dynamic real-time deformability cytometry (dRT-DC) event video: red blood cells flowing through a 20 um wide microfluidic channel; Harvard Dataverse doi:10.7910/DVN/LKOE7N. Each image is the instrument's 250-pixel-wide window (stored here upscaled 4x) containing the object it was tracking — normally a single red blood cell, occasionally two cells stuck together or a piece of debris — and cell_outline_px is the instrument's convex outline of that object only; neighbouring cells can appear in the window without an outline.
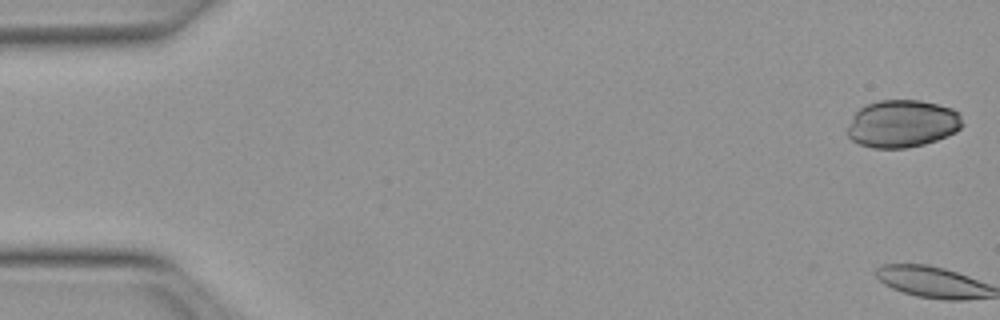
{"species": "Egyptian fruit bat (a non-hibernating species)", "species_latin": "Rousettus aegyptiacus", "temperature_condition": "warm", "stored_images_in_passage": 6, "camera_frame_rate_fps": 3000, "um_per_image_px": 0.085, "animal": {"sex": "female"}, "frame": {"image": 1, "passage_image": 1, "time_ms": 0.0, "image_size_px": [1000, 320], "cell_outline_px": [[964, 124], [956, 132], [948, 136], [924, 144], [908, 148], [872, 148], [860, 144], [852, 140], [848, 136], [848, 128], [852, 116], [860, 108], [868, 104], [880, 100], [920, 100], [952, 108], [960, 112]], "centroid_in_image_um": [76.73, 10.52], "position_along_channel_um": 8.3, "area_um2": 31.96}}